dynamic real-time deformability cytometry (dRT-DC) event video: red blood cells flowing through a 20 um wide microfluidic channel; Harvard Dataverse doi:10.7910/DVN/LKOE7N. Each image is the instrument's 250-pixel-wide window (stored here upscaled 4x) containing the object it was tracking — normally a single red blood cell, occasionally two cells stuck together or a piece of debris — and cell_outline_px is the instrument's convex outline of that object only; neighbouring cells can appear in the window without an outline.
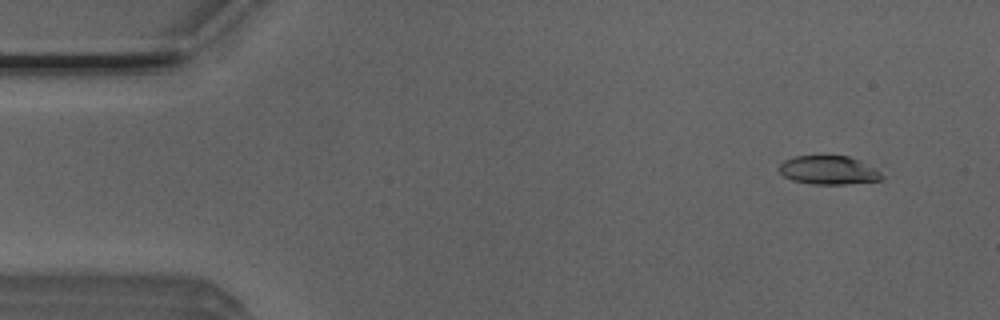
{"species": "Egyptian fruit bat (a non-hibernating species)", "species_latin": "Rousettus aegyptiacus", "temperature_condition": "room temperature", "stored_images_in_passage": 4, "camera_frame_rate_fps": 3000, "um_per_image_px": 0.085, "animal": {"sex": "male"}, "frame": {"image": 1, "passage_image": 1, "time_ms": 0.0, "image_size_px": [1000, 320], "cell_outline_px": [[884, 180], [844, 184], [812, 184], [792, 180], [784, 176], [780, 172], [780, 164], [784, 160], [796, 156], [848, 156], [860, 160], [876, 168], [884, 176]], "centroid_in_image_um": [70.47, 14.47], "position_along_channel_um": 14.5, "area_um2": 17.17}}